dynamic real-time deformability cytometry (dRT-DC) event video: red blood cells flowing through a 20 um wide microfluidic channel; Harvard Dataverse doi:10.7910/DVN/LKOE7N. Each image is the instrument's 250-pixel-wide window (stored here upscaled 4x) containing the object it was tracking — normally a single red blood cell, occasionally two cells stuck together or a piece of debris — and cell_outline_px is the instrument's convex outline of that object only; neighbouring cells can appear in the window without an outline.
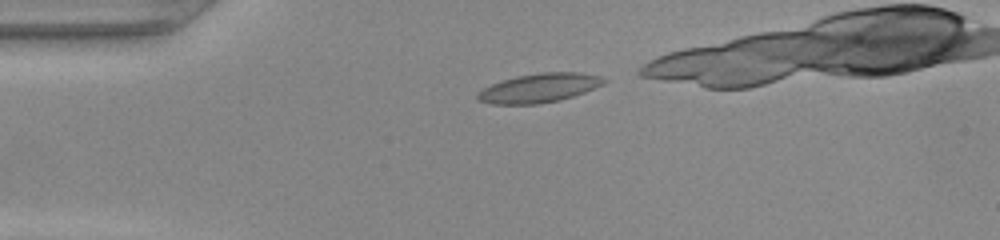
{"species": "common noctule bat (a hibernating species)", "species_latin": "Nyctalus noctula", "temperature_condition": "warm", "stored_images_in_passage": 30, "camera_frame_rate_fps": 3000, "um_per_image_px": 0.085, "animal": {"sex": "female", "body_mass_g": 22.0, "forearm_length_mm": 56.7}, "frame": {"image": 1, "passage_image": 1, "time_ms": 0.0, "image_size_px": [1000, 240], "cell_outline_px": [[608, 80], [604, 84], [584, 92], [560, 100], [536, 104], [492, 104], [476, 100], [476, 92], [492, 84], [516, 76], [540, 72], [576, 72], [600, 76]], "centroid_in_image_um": [45.81, 7.48], "position_along_channel_um": 39.2, "area_um2": 21.33}}
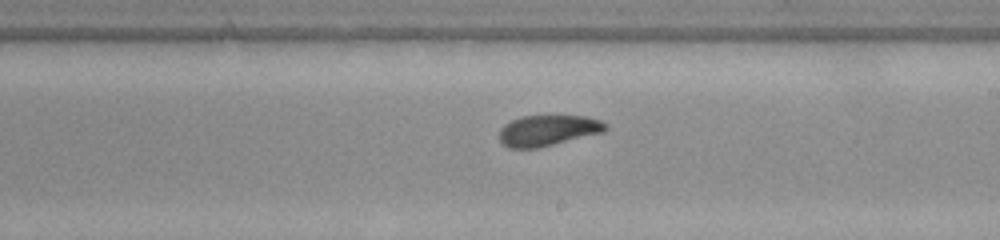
{"frame": {"image": 2, "passage_image": 18, "time_ms": 5.667, "image_size_px": [1000, 240], "cell_outline_px": [[608, 128], [604, 132], [540, 148], [508, 148], [500, 140], [500, 128], [504, 124], [520, 116], [588, 116], [600, 120], [608, 124]], "centroid_in_image_um": [46.6, 11.09], "position_along_channel_um": 242.4, "area_um2": 19.25}}
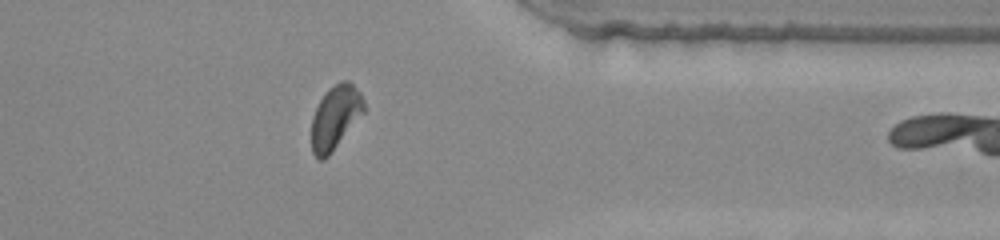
{"frame": {"image": 3, "passage_image": 29, "time_ms": 9.333, "image_size_px": [1000, 240], "cell_outline_px": [[364, 112], [332, 152], [324, 160], [320, 160], [312, 152], [312, 116], [324, 92], [328, 88], [340, 80], [348, 80], [360, 92], [364, 100]], "centroid_in_image_um": [28.5, 9.95], "position_along_channel_um": 382.9, "area_um2": 19.42}}